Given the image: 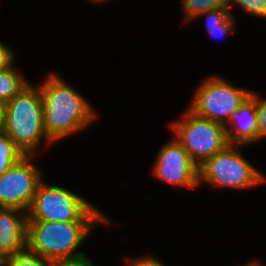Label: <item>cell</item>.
Wrapping results in <instances>:
<instances>
[{"mask_svg":"<svg viewBox=\"0 0 266 266\" xmlns=\"http://www.w3.org/2000/svg\"><path fill=\"white\" fill-rule=\"evenodd\" d=\"M206 16L205 29L211 37H223L235 33L234 15L227 6L200 14L197 18Z\"/></svg>","mask_w":266,"mask_h":266,"instance_id":"cell-12","label":"cell"},{"mask_svg":"<svg viewBox=\"0 0 266 266\" xmlns=\"http://www.w3.org/2000/svg\"><path fill=\"white\" fill-rule=\"evenodd\" d=\"M240 146L244 145L229 144L201 164L199 185L205 181L209 186L245 190L266 182L265 175L237 149Z\"/></svg>","mask_w":266,"mask_h":266,"instance_id":"cell-5","label":"cell"},{"mask_svg":"<svg viewBox=\"0 0 266 266\" xmlns=\"http://www.w3.org/2000/svg\"><path fill=\"white\" fill-rule=\"evenodd\" d=\"M224 126L229 144L246 146L258 142L256 100L250 95L238 110L230 114Z\"/></svg>","mask_w":266,"mask_h":266,"instance_id":"cell-11","label":"cell"},{"mask_svg":"<svg viewBox=\"0 0 266 266\" xmlns=\"http://www.w3.org/2000/svg\"><path fill=\"white\" fill-rule=\"evenodd\" d=\"M251 96L256 100L258 141H260L266 138V99H260L254 91L251 92Z\"/></svg>","mask_w":266,"mask_h":266,"instance_id":"cell-18","label":"cell"},{"mask_svg":"<svg viewBox=\"0 0 266 266\" xmlns=\"http://www.w3.org/2000/svg\"><path fill=\"white\" fill-rule=\"evenodd\" d=\"M25 156L12 138L4 131H0V175Z\"/></svg>","mask_w":266,"mask_h":266,"instance_id":"cell-14","label":"cell"},{"mask_svg":"<svg viewBox=\"0 0 266 266\" xmlns=\"http://www.w3.org/2000/svg\"><path fill=\"white\" fill-rule=\"evenodd\" d=\"M2 131L7 133L25 155H34L42 139L52 145L44 129L43 99L39 85L27 84L4 104Z\"/></svg>","mask_w":266,"mask_h":266,"instance_id":"cell-3","label":"cell"},{"mask_svg":"<svg viewBox=\"0 0 266 266\" xmlns=\"http://www.w3.org/2000/svg\"><path fill=\"white\" fill-rule=\"evenodd\" d=\"M125 261V266H165L160 259L149 255L140 258H126Z\"/></svg>","mask_w":266,"mask_h":266,"instance_id":"cell-19","label":"cell"},{"mask_svg":"<svg viewBox=\"0 0 266 266\" xmlns=\"http://www.w3.org/2000/svg\"><path fill=\"white\" fill-rule=\"evenodd\" d=\"M227 6V0H182V9L184 12L183 24L195 21L197 17L205 12Z\"/></svg>","mask_w":266,"mask_h":266,"instance_id":"cell-15","label":"cell"},{"mask_svg":"<svg viewBox=\"0 0 266 266\" xmlns=\"http://www.w3.org/2000/svg\"><path fill=\"white\" fill-rule=\"evenodd\" d=\"M11 47L0 41V70L10 67L14 62V53Z\"/></svg>","mask_w":266,"mask_h":266,"instance_id":"cell-20","label":"cell"},{"mask_svg":"<svg viewBox=\"0 0 266 266\" xmlns=\"http://www.w3.org/2000/svg\"><path fill=\"white\" fill-rule=\"evenodd\" d=\"M235 5L242 7L250 15L266 19V0H227V7L230 11Z\"/></svg>","mask_w":266,"mask_h":266,"instance_id":"cell-17","label":"cell"},{"mask_svg":"<svg viewBox=\"0 0 266 266\" xmlns=\"http://www.w3.org/2000/svg\"><path fill=\"white\" fill-rule=\"evenodd\" d=\"M13 65L0 70V101L3 104L9 102L30 83Z\"/></svg>","mask_w":266,"mask_h":266,"instance_id":"cell-13","label":"cell"},{"mask_svg":"<svg viewBox=\"0 0 266 266\" xmlns=\"http://www.w3.org/2000/svg\"><path fill=\"white\" fill-rule=\"evenodd\" d=\"M0 266H3V259L0 257Z\"/></svg>","mask_w":266,"mask_h":266,"instance_id":"cell-25","label":"cell"},{"mask_svg":"<svg viewBox=\"0 0 266 266\" xmlns=\"http://www.w3.org/2000/svg\"><path fill=\"white\" fill-rule=\"evenodd\" d=\"M4 104L0 101V131L3 127Z\"/></svg>","mask_w":266,"mask_h":266,"instance_id":"cell-22","label":"cell"},{"mask_svg":"<svg viewBox=\"0 0 266 266\" xmlns=\"http://www.w3.org/2000/svg\"><path fill=\"white\" fill-rule=\"evenodd\" d=\"M39 87L43 99L44 129L52 143L78 133L98 118L84 96L62 77L50 73Z\"/></svg>","mask_w":266,"mask_h":266,"instance_id":"cell-1","label":"cell"},{"mask_svg":"<svg viewBox=\"0 0 266 266\" xmlns=\"http://www.w3.org/2000/svg\"><path fill=\"white\" fill-rule=\"evenodd\" d=\"M53 261L29 251L27 248L3 260V266H52Z\"/></svg>","mask_w":266,"mask_h":266,"instance_id":"cell-16","label":"cell"},{"mask_svg":"<svg viewBox=\"0 0 266 266\" xmlns=\"http://www.w3.org/2000/svg\"><path fill=\"white\" fill-rule=\"evenodd\" d=\"M244 266H263L262 263L259 262V260L253 259V261H249Z\"/></svg>","mask_w":266,"mask_h":266,"instance_id":"cell-23","label":"cell"},{"mask_svg":"<svg viewBox=\"0 0 266 266\" xmlns=\"http://www.w3.org/2000/svg\"><path fill=\"white\" fill-rule=\"evenodd\" d=\"M89 1H91L94 4H97V3H103L105 1H110V0H89Z\"/></svg>","mask_w":266,"mask_h":266,"instance_id":"cell-24","label":"cell"},{"mask_svg":"<svg viewBox=\"0 0 266 266\" xmlns=\"http://www.w3.org/2000/svg\"><path fill=\"white\" fill-rule=\"evenodd\" d=\"M52 266H94V264L91 259L85 255L77 259L53 261Z\"/></svg>","mask_w":266,"mask_h":266,"instance_id":"cell-21","label":"cell"},{"mask_svg":"<svg viewBox=\"0 0 266 266\" xmlns=\"http://www.w3.org/2000/svg\"><path fill=\"white\" fill-rule=\"evenodd\" d=\"M27 212L0 208V257L20 253L27 245Z\"/></svg>","mask_w":266,"mask_h":266,"instance_id":"cell-10","label":"cell"},{"mask_svg":"<svg viewBox=\"0 0 266 266\" xmlns=\"http://www.w3.org/2000/svg\"><path fill=\"white\" fill-rule=\"evenodd\" d=\"M27 221H109L103 212L81 195L42 180L36 189Z\"/></svg>","mask_w":266,"mask_h":266,"instance_id":"cell-4","label":"cell"},{"mask_svg":"<svg viewBox=\"0 0 266 266\" xmlns=\"http://www.w3.org/2000/svg\"><path fill=\"white\" fill-rule=\"evenodd\" d=\"M188 107L196 115L225 124L252 91L234 86L222 77L210 76L202 81Z\"/></svg>","mask_w":266,"mask_h":266,"instance_id":"cell-7","label":"cell"},{"mask_svg":"<svg viewBox=\"0 0 266 266\" xmlns=\"http://www.w3.org/2000/svg\"><path fill=\"white\" fill-rule=\"evenodd\" d=\"M109 221H27L26 248L51 261L85 256L78 250L98 224ZM77 250V251H76ZM80 251V252H79Z\"/></svg>","mask_w":266,"mask_h":266,"instance_id":"cell-2","label":"cell"},{"mask_svg":"<svg viewBox=\"0 0 266 266\" xmlns=\"http://www.w3.org/2000/svg\"><path fill=\"white\" fill-rule=\"evenodd\" d=\"M152 174L163 182L188 188L199 186V171L186 149L174 137L156 155Z\"/></svg>","mask_w":266,"mask_h":266,"instance_id":"cell-9","label":"cell"},{"mask_svg":"<svg viewBox=\"0 0 266 266\" xmlns=\"http://www.w3.org/2000/svg\"><path fill=\"white\" fill-rule=\"evenodd\" d=\"M182 114L169 126L197 167L229 145L223 124L200 117L189 108Z\"/></svg>","mask_w":266,"mask_h":266,"instance_id":"cell-6","label":"cell"},{"mask_svg":"<svg viewBox=\"0 0 266 266\" xmlns=\"http://www.w3.org/2000/svg\"><path fill=\"white\" fill-rule=\"evenodd\" d=\"M32 157L26 155L0 175V208L29 211L44 175L43 169L33 164Z\"/></svg>","mask_w":266,"mask_h":266,"instance_id":"cell-8","label":"cell"}]
</instances>
